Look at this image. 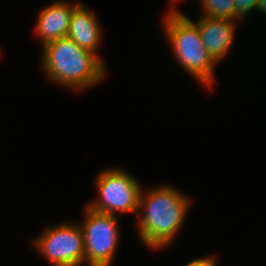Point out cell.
<instances>
[{
  "label": "cell",
  "instance_id": "cell-1",
  "mask_svg": "<svg viewBox=\"0 0 266 266\" xmlns=\"http://www.w3.org/2000/svg\"><path fill=\"white\" fill-rule=\"evenodd\" d=\"M190 200L172 185L146 190L142 187L137 212V232L143 245L151 250L169 247L185 222Z\"/></svg>",
  "mask_w": 266,
  "mask_h": 266
},
{
  "label": "cell",
  "instance_id": "cell-2",
  "mask_svg": "<svg viewBox=\"0 0 266 266\" xmlns=\"http://www.w3.org/2000/svg\"><path fill=\"white\" fill-rule=\"evenodd\" d=\"M41 68L45 79L78 92L97 86L106 78V64L68 37L45 44Z\"/></svg>",
  "mask_w": 266,
  "mask_h": 266
},
{
  "label": "cell",
  "instance_id": "cell-3",
  "mask_svg": "<svg viewBox=\"0 0 266 266\" xmlns=\"http://www.w3.org/2000/svg\"><path fill=\"white\" fill-rule=\"evenodd\" d=\"M173 5V6H172ZM164 14L167 42L173 50L176 61L182 69L203 86L212 88L215 79V65L200 36L197 25L171 3V9Z\"/></svg>",
  "mask_w": 266,
  "mask_h": 266
},
{
  "label": "cell",
  "instance_id": "cell-4",
  "mask_svg": "<svg viewBox=\"0 0 266 266\" xmlns=\"http://www.w3.org/2000/svg\"><path fill=\"white\" fill-rule=\"evenodd\" d=\"M139 183L133 175L122 168L102 170L95 181L98 198L86 206L94 211L114 216L130 212L137 214L142 190Z\"/></svg>",
  "mask_w": 266,
  "mask_h": 266
},
{
  "label": "cell",
  "instance_id": "cell-5",
  "mask_svg": "<svg viewBox=\"0 0 266 266\" xmlns=\"http://www.w3.org/2000/svg\"><path fill=\"white\" fill-rule=\"evenodd\" d=\"M79 226L84 237L87 266H112L119 247L120 225L117 216L94 211L85 205Z\"/></svg>",
  "mask_w": 266,
  "mask_h": 266
},
{
  "label": "cell",
  "instance_id": "cell-6",
  "mask_svg": "<svg viewBox=\"0 0 266 266\" xmlns=\"http://www.w3.org/2000/svg\"><path fill=\"white\" fill-rule=\"evenodd\" d=\"M32 243L52 266L85 264L84 237L78 223L62 222L43 228V232Z\"/></svg>",
  "mask_w": 266,
  "mask_h": 266
},
{
  "label": "cell",
  "instance_id": "cell-7",
  "mask_svg": "<svg viewBox=\"0 0 266 266\" xmlns=\"http://www.w3.org/2000/svg\"><path fill=\"white\" fill-rule=\"evenodd\" d=\"M194 23L209 55L220 63L233 47L236 20L200 16Z\"/></svg>",
  "mask_w": 266,
  "mask_h": 266
},
{
  "label": "cell",
  "instance_id": "cell-8",
  "mask_svg": "<svg viewBox=\"0 0 266 266\" xmlns=\"http://www.w3.org/2000/svg\"><path fill=\"white\" fill-rule=\"evenodd\" d=\"M80 3L77 1L73 5L68 1H56L40 11L36 20L35 34L37 38L39 37L42 47L49 42L67 37L72 13Z\"/></svg>",
  "mask_w": 266,
  "mask_h": 266
},
{
  "label": "cell",
  "instance_id": "cell-9",
  "mask_svg": "<svg viewBox=\"0 0 266 266\" xmlns=\"http://www.w3.org/2000/svg\"><path fill=\"white\" fill-rule=\"evenodd\" d=\"M101 24L95 12L80 3L73 11L67 37L74 41L79 47L97 55L98 47L102 42Z\"/></svg>",
  "mask_w": 266,
  "mask_h": 266
},
{
  "label": "cell",
  "instance_id": "cell-10",
  "mask_svg": "<svg viewBox=\"0 0 266 266\" xmlns=\"http://www.w3.org/2000/svg\"><path fill=\"white\" fill-rule=\"evenodd\" d=\"M199 1V2H198ZM200 3L202 14L204 17L232 19L239 21L235 15L234 0H198Z\"/></svg>",
  "mask_w": 266,
  "mask_h": 266
},
{
  "label": "cell",
  "instance_id": "cell-11",
  "mask_svg": "<svg viewBox=\"0 0 266 266\" xmlns=\"http://www.w3.org/2000/svg\"><path fill=\"white\" fill-rule=\"evenodd\" d=\"M234 2H235V15L241 21L249 17V14L252 13V11L256 12L258 0H234Z\"/></svg>",
  "mask_w": 266,
  "mask_h": 266
},
{
  "label": "cell",
  "instance_id": "cell-12",
  "mask_svg": "<svg viewBox=\"0 0 266 266\" xmlns=\"http://www.w3.org/2000/svg\"><path fill=\"white\" fill-rule=\"evenodd\" d=\"M186 266H208V256L191 260Z\"/></svg>",
  "mask_w": 266,
  "mask_h": 266
},
{
  "label": "cell",
  "instance_id": "cell-13",
  "mask_svg": "<svg viewBox=\"0 0 266 266\" xmlns=\"http://www.w3.org/2000/svg\"><path fill=\"white\" fill-rule=\"evenodd\" d=\"M256 11L258 14H266V0H258Z\"/></svg>",
  "mask_w": 266,
  "mask_h": 266
},
{
  "label": "cell",
  "instance_id": "cell-14",
  "mask_svg": "<svg viewBox=\"0 0 266 266\" xmlns=\"http://www.w3.org/2000/svg\"><path fill=\"white\" fill-rule=\"evenodd\" d=\"M217 262L215 256H208V266H217Z\"/></svg>",
  "mask_w": 266,
  "mask_h": 266
},
{
  "label": "cell",
  "instance_id": "cell-15",
  "mask_svg": "<svg viewBox=\"0 0 266 266\" xmlns=\"http://www.w3.org/2000/svg\"><path fill=\"white\" fill-rule=\"evenodd\" d=\"M174 2H175V3H176V2L179 3V2H182V1H181V0H172V3H174Z\"/></svg>",
  "mask_w": 266,
  "mask_h": 266
}]
</instances>
